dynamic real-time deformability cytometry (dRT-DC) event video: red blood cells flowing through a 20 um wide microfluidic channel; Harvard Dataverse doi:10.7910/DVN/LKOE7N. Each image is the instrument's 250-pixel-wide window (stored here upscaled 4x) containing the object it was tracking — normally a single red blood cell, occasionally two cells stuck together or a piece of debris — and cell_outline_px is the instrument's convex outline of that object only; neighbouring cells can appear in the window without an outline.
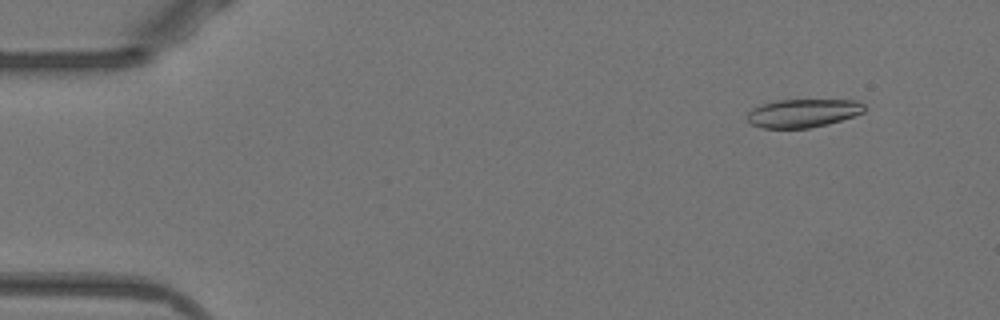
{"species": "Egyptian fruit bat (a non-hibernating species)", "species_latin": "Rousettus aegyptiacus", "temperature_condition": "warm", "stored_images_in_passage": 52, "camera_frame_rate_fps": 3000, "um_per_image_px": 0.085, "animal": {"sex": "female"}, "frame": {"image": 1, "passage_image": 5, "time_ms": 1.333, "image_size_px": [1000, 320], "cell_outline_px": [[864, 112], [828, 124], [808, 128], [760, 128], [752, 124], [748, 120], [748, 112], [752, 108], [776, 100], [856, 100], [864, 104]], "centroid_in_image_um": [68.24, 9.61], "position_along_channel_um": 16.8, "area_um2": 19.19}}
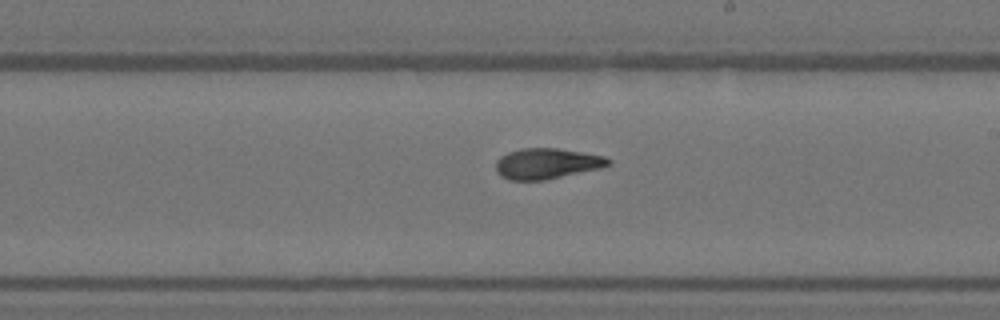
{"frame": {"image": 2, "passage_image": 30, "time_ms": 9.667, "image_size_px": [1000, 320], "cell_outline_px": [[612, 164], [600, 168], [544, 180], [508, 180], [500, 176], [496, 172], [496, 160], [500, 156], [508, 152], [520, 148], [556, 148], [604, 156], [612, 160]], "centroid_in_image_um": [46.45, 13.9], "position_along_channel_um": 242.6, "area_um2": 20.11}}
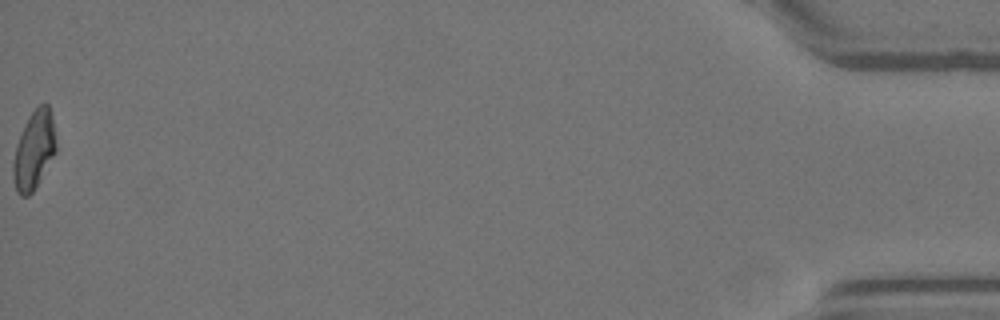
{"frame": {"image": 3, "passage_image": 52, "time_ms": 17.0, "image_size_px": [1000, 320], "cell_outline_px": [[56, 152], [32, 192], [28, 196], [20, 196], [16, 192], [12, 176], [12, 164], [16, 144], [32, 112], [40, 104], [48, 104], [52, 116], [56, 144]], "centroid_in_image_um": [2.87, 12.8], "position_along_channel_um": 432.3, "area_um2": 19.25}, "authors_computed_cell_mechanics": {"area_um2": 20.23, "velocity_mm_per_s": 3.9468, "shape_relaxation_time_tau1_ms": 4.1065, "shape_relaxation_time_tau2_ms": 1.5196, "deformation_change_tau1": 0.1827, "deformation_change_tau2": 0.0923}}